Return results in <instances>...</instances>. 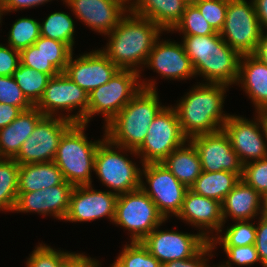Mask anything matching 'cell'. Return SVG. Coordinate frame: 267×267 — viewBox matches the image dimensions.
<instances>
[{"mask_svg":"<svg viewBox=\"0 0 267 267\" xmlns=\"http://www.w3.org/2000/svg\"><path fill=\"white\" fill-rule=\"evenodd\" d=\"M215 250L211 242L209 241L196 255L188 259L173 260L163 264L162 267H211L208 260L212 258V251ZM208 258H205V257Z\"/></svg>","mask_w":267,"mask_h":267,"instance_id":"cell-44","label":"cell"},{"mask_svg":"<svg viewBox=\"0 0 267 267\" xmlns=\"http://www.w3.org/2000/svg\"><path fill=\"white\" fill-rule=\"evenodd\" d=\"M188 141L175 109L165 106L148 128L142 145L136 150L140 163H161L171 152Z\"/></svg>","mask_w":267,"mask_h":267,"instance_id":"cell-9","label":"cell"},{"mask_svg":"<svg viewBox=\"0 0 267 267\" xmlns=\"http://www.w3.org/2000/svg\"><path fill=\"white\" fill-rule=\"evenodd\" d=\"M2 16H3V11H2V8H1V6H0V24H1V22H2Z\"/></svg>","mask_w":267,"mask_h":267,"instance_id":"cell-54","label":"cell"},{"mask_svg":"<svg viewBox=\"0 0 267 267\" xmlns=\"http://www.w3.org/2000/svg\"><path fill=\"white\" fill-rule=\"evenodd\" d=\"M141 167L140 188L156 204L159 213L165 220L173 215L176 217L188 188L175 178L162 163H147ZM143 176L146 182H144Z\"/></svg>","mask_w":267,"mask_h":267,"instance_id":"cell-12","label":"cell"},{"mask_svg":"<svg viewBox=\"0 0 267 267\" xmlns=\"http://www.w3.org/2000/svg\"><path fill=\"white\" fill-rule=\"evenodd\" d=\"M64 181L62 172L54 161L23 164L19 166L18 193L47 189Z\"/></svg>","mask_w":267,"mask_h":267,"instance_id":"cell-27","label":"cell"},{"mask_svg":"<svg viewBox=\"0 0 267 267\" xmlns=\"http://www.w3.org/2000/svg\"><path fill=\"white\" fill-rule=\"evenodd\" d=\"M44 114L35 106L22 111L8 126L0 129V158L13 159Z\"/></svg>","mask_w":267,"mask_h":267,"instance_id":"cell-25","label":"cell"},{"mask_svg":"<svg viewBox=\"0 0 267 267\" xmlns=\"http://www.w3.org/2000/svg\"><path fill=\"white\" fill-rule=\"evenodd\" d=\"M262 31H267V0H252Z\"/></svg>","mask_w":267,"mask_h":267,"instance_id":"cell-50","label":"cell"},{"mask_svg":"<svg viewBox=\"0 0 267 267\" xmlns=\"http://www.w3.org/2000/svg\"><path fill=\"white\" fill-rule=\"evenodd\" d=\"M40 23L28 17L16 19L8 32L7 44L18 51L34 45V42L41 36Z\"/></svg>","mask_w":267,"mask_h":267,"instance_id":"cell-34","label":"cell"},{"mask_svg":"<svg viewBox=\"0 0 267 267\" xmlns=\"http://www.w3.org/2000/svg\"><path fill=\"white\" fill-rule=\"evenodd\" d=\"M193 4L216 32L222 30L225 23L228 0H197Z\"/></svg>","mask_w":267,"mask_h":267,"instance_id":"cell-38","label":"cell"},{"mask_svg":"<svg viewBox=\"0 0 267 267\" xmlns=\"http://www.w3.org/2000/svg\"><path fill=\"white\" fill-rule=\"evenodd\" d=\"M164 107L156 90L141 88L104 127L106 138L114 145L136 151L144 142L150 124Z\"/></svg>","mask_w":267,"mask_h":267,"instance_id":"cell-4","label":"cell"},{"mask_svg":"<svg viewBox=\"0 0 267 267\" xmlns=\"http://www.w3.org/2000/svg\"><path fill=\"white\" fill-rule=\"evenodd\" d=\"M176 217L200 229L199 232L201 231L208 241L223 229L221 203L218 200L198 195L190 189L186 191L182 207Z\"/></svg>","mask_w":267,"mask_h":267,"instance_id":"cell-22","label":"cell"},{"mask_svg":"<svg viewBox=\"0 0 267 267\" xmlns=\"http://www.w3.org/2000/svg\"><path fill=\"white\" fill-rule=\"evenodd\" d=\"M87 124L73 123L63 134L54 157L64 180L73 186L92 185L95 155L99 144L106 138L88 141L84 133Z\"/></svg>","mask_w":267,"mask_h":267,"instance_id":"cell-5","label":"cell"},{"mask_svg":"<svg viewBox=\"0 0 267 267\" xmlns=\"http://www.w3.org/2000/svg\"><path fill=\"white\" fill-rule=\"evenodd\" d=\"M188 4H190V3H194L195 1H197V0H185Z\"/></svg>","mask_w":267,"mask_h":267,"instance_id":"cell-56","label":"cell"},{"mask_svg":"<svg viewBox=\"0 0 267 267\" xmlns=\"http://www.w3.org/2000/svg\"><path fill=\"white\" fill-rule=\"evenodd\" d=\"M0 103L17 106L22 111L34 106L26 98L13 76H0Z\"/></svg>","mask_w":267,"mask_h":267,"instance_id":"cell-40","label":"cell"},{"mask_svg":"<svg viewBox=\"0 0 267 267\" xmlns=\"http://www.w3.org/2000/svg\"><path fill=\"white\" fill-rule=\"evenodd\" d=\"M233 150L244 165L248 162L267 158V137L258 114L254 121L244 116L230 115L222 127Z\"/></svg>","mask_w":267,"mask_h":267,"instance_id":"cell-14","label":"cell"},{"mask_svg":"<svg viewBox=\"0 0 267 267\" xmlns=\"http://www.w3.org/2000/svg\"><path fill=\"white\" fill-rule=\"evenodd\" d=\"M260 216L267 218V192L261 194Z\"/></svg>","mask_w":267,"mask_h":267,"instance_id":"cell-52","label":"cell"},{"mask_svg":"<svg viewBox=\"0 0 267 267\" xmlns=\"http://www.w3.org/2000/svg\"><path fill=\"white\" fill-rule=\"evenodd\" d=\"M93 188L92 185L74 186L65 221L88 222L107 217L113 223L118 195Z\"/></svg>","mask_w":267,"mask_h":267,"instance_id":"cell-17","label":"cell"},{"mask_svg":"<svg viewBox=\"0 0 267 267\" xmlns=\"http://www.w3.org/2000/svg\"><path fill=\"white\" fill-rule=\"evenodd\" d=\"M75 18L104 36L112 32L129 11L123 0H62Z\"/></svg>","mask_w":267,"mask_h":267,"instance_id":"cell-18","label":"cell"},{"mask_svg":"<svg viewBox=\"0 0 267 267\" xmlns=\"http://www.w3.org/2000/svg\"><path fill=\"white\" fill-rule=\"evenodd\" d=\"M163 30L150 19L130 10L119 21L117 27L107 34L108 43L100 49L119 69L140 70ZM141 66V67H140Z\"/></svg>","mask_w":267,"mask_h":267,"instance_id":"cell-1","label":"cell"},{"mask_svg":"<svg viewBox=\"0 0 267 267\" xmlns=\"http://www.w3.org/2000/svg\"><path fill=\"white\" fill-rule=\"evenodd\" d=\"M165 221L141 188L118 195L113 223L128 230L131 242L142 241Z\"/></svg>","mask_w":267,"mask_h":267,"instance_id":"cell-8","label":"cell"},{"mask_svg":"<svg viewBox=\"0 0 267 267\" xmlns=\"http://www.w3.org/2000/svg\"><path fill=\"white\" fill-rule=\"evenodd\" d=\"M156 227L141 242L162 265L196 255L209 241L201 232L183 233Z\"/></svg>","mask_w":267,"mask_h":267,"instance_id":"cell-15","label":"cell"},{"mask_svg":"<svg viewBox=\"0 0 267 267\" xmlns=\"http://www.w3.org/2000/svg\"><path fill=\"white\" fill-rule=\"evenodd\" d=\"M13 78L26 98L35 106L52 77L20 63L13 73Z\"/></svg>","mask_w":267,"mask_h":267,"instance_id":"cell-31","label":"cell"},{"mask_svg":"<svg viewBox=\"0 0 267 267\" xmlns=\"http://www.w3.org/2000/svg\"><path fill=\"white\" fill-rule=\"evenodd\" d=\"M72 124L60 116H43L13 159L19 165L54 161L59 141Z\"/></svg>","mask_w":267,"mask_h":267,"instance_id":"cell-13","label":"cell"},{"mask_svg":"<svg viewBox=\"0 0 267 267\" xmlns=\"http://www.w3.org/2000/svg\"><path fill=\"white\" fill-rule=\"evenodd\" d=\"M241 180L260 195L267 192V158L244 164Z\"/></svg>","mask_w":267,"mask_h":267,"instance_id":"cell-41","label":"cell"},{"mask_svg":"<svg viewBox=\"0 0 267 267\" xmlns=\"http://www.w3.org/2000/svg\"><path fill=\"white\" fill-rule=\"evenodd\" d=\"M68 253L39 243L27 258L26 267H61L62 259Z\"/></svg>","mask_w":267,"mask_h":267,"instance_id":"cell-39","label":"cell"},{"mask_svg":"<svg viewBox=\"0 0 267 267\" xmlns=\"http://www.w3.org/2000/svg\"><path fill=\"white\" fill-rule=\"evenodd\" d=\"M259 61L267 65V31H262L255 52L252 54Z\"/></svg>","mask_w":267,"mask_h":267,"instance_id":"cell-51","label":"cell"},{"mask_svg":"<svg viewBox=\"0 0 267 267\" xmlns=\"http://www.w3.org/2000/svg\"><path fill=\"white\" fill-rule=\"evenodd\" d=\"M157 40L148 56L144 67H150L164 79L186 80L196 74L182 42Z\"/></svg>","mask_w":267,"mask_h":267,"instance_id":"cell-20","label":"cell"},{"mask_svg":"<svg viewBox=\"0 0 267 267\" xmlns=\"http://www.w3.org/2000/svg\"><path fill=\"white\" fill-rule=\"evenodd\" d=\"M141 77L136 71L119 69L106 84L88 93L87 125L93 116L102 114L106 127L141 88L157 89L155 80L142 81Z\"/></svg>","mask_w":267,"mask_h":267,"instance_id":"cell-6","label":"cell"},{"mask_svg":"<svg viewBox=\"0 0 267 267\" xmlns=\"http://www.w3.org/2000/svg\"><path fill=\"white\" fill-rule=\"evenodd\" d=\"M20 64V51L0 44V76H13Z\"/></svg>","mask_w":267,"mask_h":267,"instance_id":"cell-45","label":"cell"},{"mask_svg":"<svg viewBox=\"0 0 267 267\" xmlns=\"http://www.w3.org/2000/svg\"><path fill=\"white\" fill-rule=\"evenodd\" d=\"M128 152L133 157L138 156L135 150L114 145L105 138L99 144L95 155L93 171L102 184L110 188V192L117 195L141 187L142 169L138 168L136 163L128 158L129 155L126 154Z\"/></svg>","mask_w":267,"mask_h":267,"instance_id":"cell-7","label":"cell"},{"mask_svg":"<svg viewBox=\"0 0 267 267\" xmlns=\"http://www.w3.org/2000/svg\"><path fill=\"white\" fill-rule=\"evenodd\" d=\"M219 234V235H218ZM216 249L219 246H246L256 242V225L250 220L235 221V224L227 229L220 230L216 236L210 240Z\"/></svg>","mask_w":267,"mask_h":267,"instance_id":"cell-33","label":"cell"},{"mask_svg":"<svg viewBox=\"0 0 267 267\" xmlns=\"http://www.w3.org/2000/svg\"><path fill=\"white\" fill-rule=\"evenodd\" d=\"M198 84L181 97L175 106H172L188 140L197 135L222 130L231 115L223 111L224 99L227 96L225 94L229 85L207 82Z\"/></svg>","mask_w":267,"mask_h":267,"instance_id":"cell-2","label":"cell"},{"mask_svg":"<svg viewBox=\"0 0 267 267\" xmlns=\"http://www.w3.org/2000/svg\"><path fill=\"white\" fill-rule=\"evenodd\" d=\"M174 30L175 32H180V34L182 33L183 36H206L217 33L193 3L186 6L181 21L175 26L172 32Z\"/></svg>","mask_w":267,"mask_h":267,"instance_id":"cell-36","label":"cell"},{"mask_svg":"<svg viewBox=\"0 0 267 267\" xmlns=\"http://www.w3.org/2000/svg\"><path fill=\"white\" fill-rule=\"evenodd\" d=\"M189 141L198 152L202 171H230L236 173L240 178L242 177L243 164L223 130L197 135L190 138Z\"/></svg>","mask_w":267,"mask_h":267,"instance_id":"cell-16","label":"cell"},{"mask_svg":"<svg viewBox=\"0 0 267 267\" xmlns=\"http://www.w3.org/2000/svg\"><path fill=\"white\" fill-rule=\"evenodd\" d=\"M256 225L255 247L258 252L261 265L267 267V218L259 216Z\"/></svg>","mask_w":267,"mask_h":267,"instance_id":"cell-46","label":"cell"},{"mask_svg":"<svg viewBox=\"0 0 267 267\" xmlns=\"http://www.w3.org/2000/svg\"><path fill=\"white\" fill-rule=\"evenodd\" d=\"M241 178L230 171H202L195 183L190 187L194 193L218 200L222 203L226 195L234 188Z\"/></svg>","mask_w":267,"mask_h":267,"instance_id":"cell-29","label":"cell"},{"mask_svg":"<svg viewBox=\"0 0 267 267\" xmlns=\"http://www.w3.org/2000/svg\"><path fill=\"white\" fill-rule=\"evenodd\" d=\"M20 63L36 71L49 74L51 77L58 75L60 72L45 59L41 50L35 45H30L20 51Z\"/></svg>","mask_w":267,"mask_h":267,"instance_id":"cell-43","label":"cell"},{"mask_svg":"<svg viewBox=\"0 0 267 267\" xmlns=\"http://www.w3.org/2000/svg\"><path fill=\"white\" fill-rule=\"evenodd\" d=\"M73 54L64 73L87 93L106 84L119 70L100 48L80 54L76 59H73Z\"/></svg>","mask_w":267,"mask_h":267,"instance_id":"cell-19","label":"cell"},{"mask_svg":"<svg viewBox=\"0 0 267 267\" xmlns=\"http://www.w3.org/2000/svg\"><path fill=\"white\" fill-rule=\"evenodd\" d=\"M182 38L197 77H203L205 83L237 84L241 55L222 39L219 32Z\"/></svg>","mask_w":267,"mask_h":267,"instance_id":"cell-3","label":"cell"},{"mask_svg":"<svg viewBox=\"0 0 267 267\" xmlns=\"http://www.w3.org/2000/svg\"><path fill=\"white\" fill-rule=\"evenodd\" d=\"M73 188V185L64 181L60 185L47 189L18 193L13 212H34L42 216L50 214L56 219L63 221L69 210L70 196Z\"/></svg>","mask_w":267,"mask_h":267,"instance_id":"cell-21","label":"cell"},{"mask_svg":"<svg viewBox=\"0 0 267 267\" xmlns=\"http://www.w3.org/2000/svg\"><path fill=\"white\" fill-rule=\"evenodd\" d=\"M187 5L185 0H133L129 10L170 33L181 21Z\"/></svg>","mask_w":267,"mask_h":267,"instance_id":"cell-24","label":"cell"},{"mask_svg":"<svg viewBox=\"0 0 267 267\" xmlns=\"http://www.w3.org/2000/svg\"><path fill=\"white\" fill-rule=\"evenodd\" d=\"M19 163L0 158V211L13 212L18 196Z\"/></svg>","mask_w":267,"mask_h":267,"instance_id":"cell-30","label":"cell"},{"mask_svg":"<svg viewBox=\"0 0 267 267\" xmlns=\"http://www.w3.org/2000/svg\"><path fill=\"white\" fill-rule=\"evenodd\" d=\"M141 241L125 244L110 267H162Z\"/></svg>","mask_w":267,"mask_h":267,"instance_id":"cell-35","label":"cell"},{"mask_svg":"<svg viewBox=\"0 0 267 267\" xmlns=\"http://www.w3.org/2000/svg\"><path fill=\"white\" fill-rule=\"evenodd\" d=\"M219 33L240 55L253 54L262 34L253 1L228 0L225 23Z\"/></svg>","mask_w":267,"mask_h":267,"instance_id":"cell-11","label":"cell"},{"mask_svg":"<svg viewBox=\"0 0 267 267\" xmlns=\"http://www.w3.org/2000/svg\"><path fill=\"white\" fill-rule=\"evenodd\" d=\"M61 267H101V263L83 253L70 252L62 259Z\"/></svg>","mask_w":267,"mask_h":267,"instance_id":"cell-47","label":"cell"},{"mask_svg":"<svg viewBox=\"0 0 267 267\" xmlns=\"http://www.w3.org/2000/svg\"><path fill=\"white\" fill-rule=\"evenodd\" d=\"M34 45L41 50L45 59L48 60L60 73H64L69 58L74 50L67 44L40 36Z\"/></svg>","mask_w":267,"mask_h":267,"instance_id":"cell-37","label":"cell"},{"mask_svg":"<svg viewBox=\"0 0 267 267\" xmlns=\"http://www.w3.org/2000/svg\"><path fill=\"white\" fill-rule=\"evenodd\" d=\"M50 1L52 0H0V6L3 14H8L9 12L38 7Z\"/></svg>","mask_w":267,"mask_h":267,"instance_id":"cell-48","label":"cell"},{"mask_svg":"<svg viewBox=\"0 0 267 267\" xmlns=\"http://www.w3.org/2000/svg\"><path fill=\"white\" fill-rule=\"evenodd\" d=\"M125 3H127L128 5H130L132 2H133V0H123Z\"/></svg>","mask_w":267,"mask_h":267,"instance_id":"cell-55","label":"cell"},{"mask_svg":"<svg viewBox=\"0 0 267 267\" xmlns=\"http://www.w3.org/2000/svg\"><path fill=\"white\" fill-rule=\"evenodd\" d=\"M257 114L259 115V117L262 120V123H263V126H264V130H265V133H266V137H267V108L258 111Z\"/></svg>","mask_w":267,"mask_h":267,"instance_id":"cell-53","label":"cell"},{"mask_svg":"<svg viewBox=\"0 0 267 267\" xmlns=\"http://www.w3.org/2000/svg\"><path fill=\"white\" fill-rule=\"evenodd\" d=\"M222 248L228 260L221 265L219 263V267H232V263L238 265V267L252 266L258 262L261 263L255 244L246 246H222Z\"/></svg>","mask_w":267,"mask_h":267,"instance_id":"cell-42","label":"cell"},{"mask_svg":"<svg viewBox=\"0 0 267 267\" xmlns=\"http://www.w3.org/2000/svg\"><path fill=\"white\" fill-rule=\"evenodd\" d=\"M35 107L44 116H60L73 123L87 124L88 93L65 73H59L49 80L43 96ZM76 109L78 111L75 114H69ZM59 110L66 111L68 115L60 113Z\"/></svg>","mask_w":267,"mask_h":267,"instance_id":"cell-10","label":"cell"},{"mask_svg":"<svg viewBox=\"0 0 267 267\" xmlns=\"http://www.w3.org/2000/svg\"><path fill=\"white\" fill-rule=\"evenodd\" d=\"M161 163L188 189L202 172L198 152L189 140L171 152Z\"/></svg>","mask_w":267,"mask_h":267,"instance_id":"cell-28","label":"cell"},{"mask_svg":"<svg viewBox=\"0 0 267 267\" xmlns=\"http://www.w3.org/2000/svg\"><path fill=\"white\" fill-rule=\"evenodd\" d=\"M74 23L69 14L55 11L40 23L41 36L63 42L73 50L76 32Z\"/></svg>","mask_w":267,"mask_h":267,"instance_id":"cell-32","label":"cell"},{"mask_svg":"<svg viewBox=\"0 0 267 267\" xmlns=\"http://www.w3.org/2000/svg\"><path fill=\"white\" fill-rule=\"evenodd\" d=\"M236 85L241 84L243 91L249 96L255 112L267 108V65L252 54L241 55L239 75Z\"/></svg>","mask_w":267,"mask_h":267,"instance_id":"cell-23","label":"cell"},{"mask_svg":"<svg viewBox=\"0 0 267 267\" xmlns=\"http://www.w3.org/2000/svg\"><path fill=\"white\" fill-rule=\"evenodd\" d=\"M260 200L261 195L240 180L221 203L223 227L228 217H232L233 221L257 219L260 215Z\"/></svg>","mask_w":267,"mask_h":267,"instance_id":"cell-26","label":"cell"},{"mask_svg":"<svg viewBox=\"0 0 267 267\" xmlns=\"http://www.w3.org/2000/svg\"><path fill=\"white\" fill-rule=\"evenodd\" d=\"M21 112L17 106L0 103V129L8 126Z\"/></svg>","mask_w":267,"mask_h":267,"instance_id":"cell-49","label":"cell"}]
</instances>
